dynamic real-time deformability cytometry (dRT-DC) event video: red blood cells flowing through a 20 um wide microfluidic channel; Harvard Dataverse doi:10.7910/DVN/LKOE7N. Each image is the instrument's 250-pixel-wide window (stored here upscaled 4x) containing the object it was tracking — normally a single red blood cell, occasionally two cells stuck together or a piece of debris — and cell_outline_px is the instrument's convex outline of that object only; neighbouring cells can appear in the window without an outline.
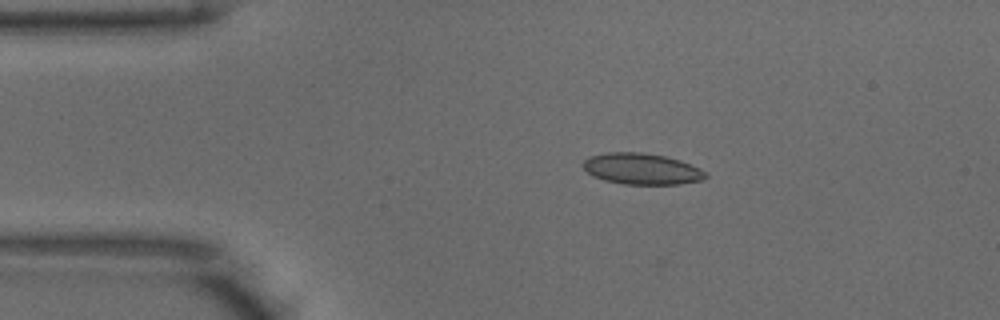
{"species": "common noctule bat (a hibernating species)", "species_latin": "Nyctalus noctula", "temperature_condition": "warm", "stored_images_in_passage": 10, "camera_frame_rate_fps": 3000, "um_per_image_px": 0.085, "animal": {"sex": "male", "body_mass_g": 18.8}, "frame": {"image": 1, "passage_image": 1, "time_ms": 0.0, "image_size_px": [1000, 320], "cell_outline_px": [[708, 176], [704, 180], [680, 184], [624, 184], [604, 180], [592, 176], [580, 164], [588, 156], [608, 152], [640, 152], [664, 156], [680, 160], [700, 168]], "centroid_in_image_um": [54.52, 14.35], "position_along_channel_um": 30.5, "area_um2": 22.37}}